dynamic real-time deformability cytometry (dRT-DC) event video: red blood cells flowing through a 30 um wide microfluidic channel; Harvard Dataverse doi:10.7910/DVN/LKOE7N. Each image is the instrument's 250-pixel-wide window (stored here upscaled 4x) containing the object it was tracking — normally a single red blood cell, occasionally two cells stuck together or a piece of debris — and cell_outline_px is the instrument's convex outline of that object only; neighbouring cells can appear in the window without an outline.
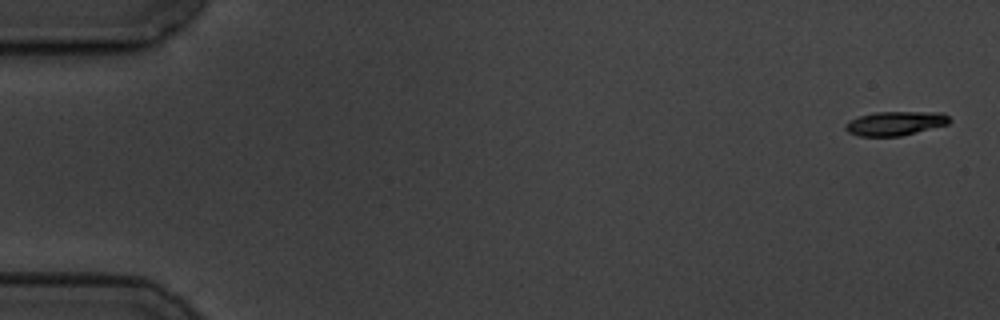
{"species": "common noctule bat (a hibernating species)", "species_latin": "Nyctalus noctula", "temperature_condition": "cold", "stored_images_in_passage": 11, "camera_frame_rate_fps": 3000, "um_per_image_px": 0.085, "animal": {"sex": "male", "body_mass_g": 19.5, "forearm_length_mm": 54.6}, "frame": {"image": 1, "passage_image": 1, "time_ms": 0.0, "image_size_px": [1000, 320], "cell_outline_px": [[952, 120], [948, 124], [900, 136], [860, 136], [848, 132], [844, 128], [844, 124], [860, 116], [876, 112], [944, 112]], "centroid_in_image_um": [76.12, 10.48], "position_along_channel_um": 8.9, "area_um2": 14.51}}
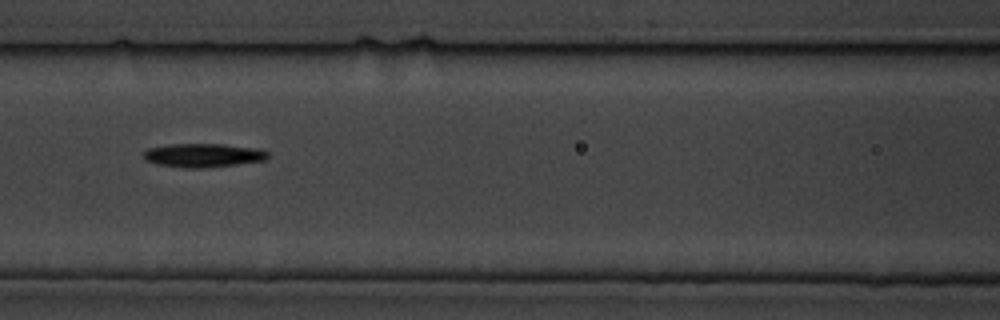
{"frame": {"image": 2, "passage_image": 7, "time_ms": 8.0, "image_size_px": [1000, 320], "cell_outline_px": [[268, 156], [264, 160], [236, 164], [200, 168], [184, 168], [156, 164], [148, 160], [144, 156], [144, 152], [148, 148], [172, 144], [224, 144], [264, 148], [268, 152]], "centroid_in_image_um": [17.32, 13.19], "position_along_channel_um": 149.3, "area_um2": 17.17}}
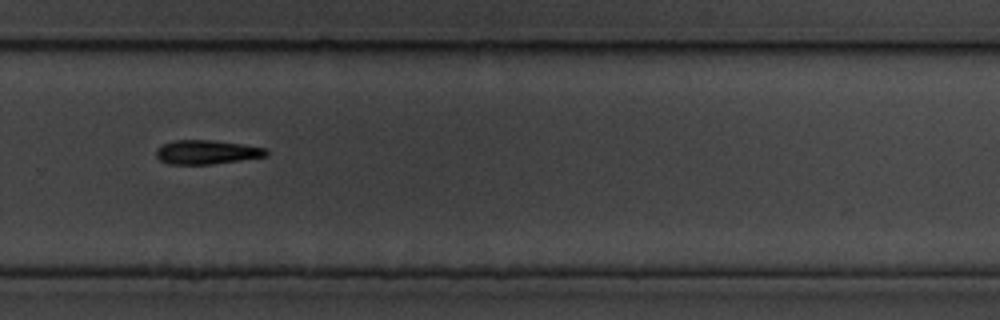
{"frame": {"image": 3, "passage_image": 11, "time_ms": 12.667, "image_size_px": [1000, 320], "cell_outline_px": [[268, 156], [212, 164], [168, 164], [160, 160], [156, 156], [156, 148], [164, 144], [176, 140], [212, 140], [268, 148]], "centroid_in_image_um": [17.58, 12.93], "position_along_channel_um": 312.2, "area_um2": 15.37}}